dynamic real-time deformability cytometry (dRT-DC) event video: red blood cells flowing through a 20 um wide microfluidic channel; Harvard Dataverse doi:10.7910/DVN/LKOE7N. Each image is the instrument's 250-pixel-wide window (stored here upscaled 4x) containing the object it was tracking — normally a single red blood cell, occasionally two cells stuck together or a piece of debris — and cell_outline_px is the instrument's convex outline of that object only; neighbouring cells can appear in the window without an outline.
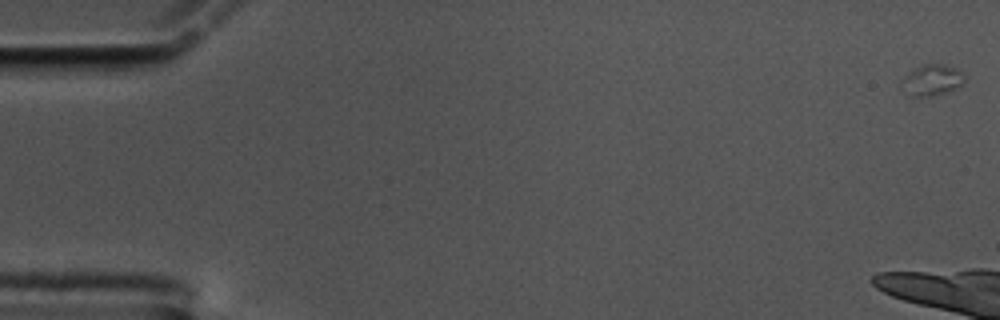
{"species": "common noctule bat (a hibernating species)", "species_latin": "Nyctalus noctula", "temperature_condition": "cold", "stored_images_in_passage": 6, "camera_frame_rate_fps": 3000, "um_per_image_px": 0.085, "animal": {"sex": "male", "body_mass_g": 17.5, "forearm_length_mm": 52.3}, "frame": {"image": 1, "passage_image": 1, "time_ms": 0.0, "image_size_px": [1000, 320], "cell_outline_px": [[964, 80], [960, 84], [944, 92], [932, 96], [912, 96], [900, 84], [904, 76], [908, 72], [920, 64], [944, 64], [956, 68], [964, 76]], "centroid_in_image_um": [79.17, 6.77], "position_along_channel_um": 5.8, "area_um2": 11.04}}